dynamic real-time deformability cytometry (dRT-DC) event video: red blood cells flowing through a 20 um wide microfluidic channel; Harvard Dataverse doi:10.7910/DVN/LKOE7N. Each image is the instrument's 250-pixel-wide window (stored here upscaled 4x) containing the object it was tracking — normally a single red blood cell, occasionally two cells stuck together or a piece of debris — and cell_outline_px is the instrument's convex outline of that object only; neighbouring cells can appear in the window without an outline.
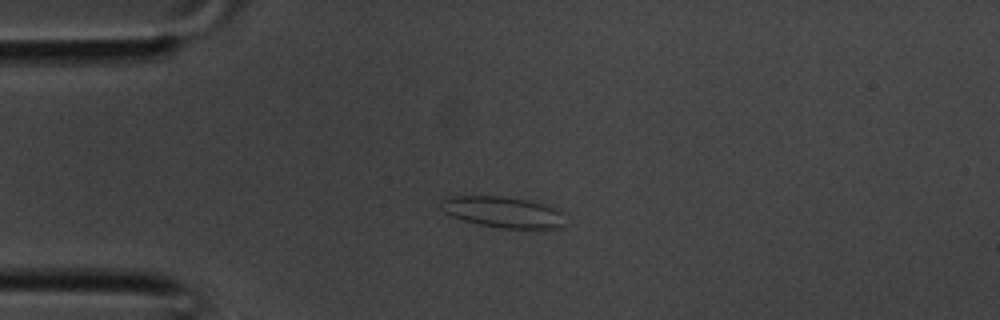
{"species": "common noctule bat (a hibernating species)", "species_latin": "Nyctalus noctula", "temperature_condition": "room temperature", "stored_images_in_passage": 36, "camera_frame_rate_fps": 3000, "um_per_image_px": 0.085, "animal": {"sex": "male", "body_mass_g": 20.1, "forearm_length_mm": 53.5}, "frame": {"image": 1, "passage_image": 8, "time_ms": 2.333, "image_size_px": [1000, 320], "cell_outline_px": [[564, 228], [536, 232], [500, 228], [476, 224], [452, 216], [444, 212], [440, 208], [440, 200], [448, 196], [504, 196], [544, 204], [560, 212], [564, 224]], "centroid_in_image_um": [42.78, 18.08], "position_along_channel_um": 42.2, "area_um2": 23.24}}
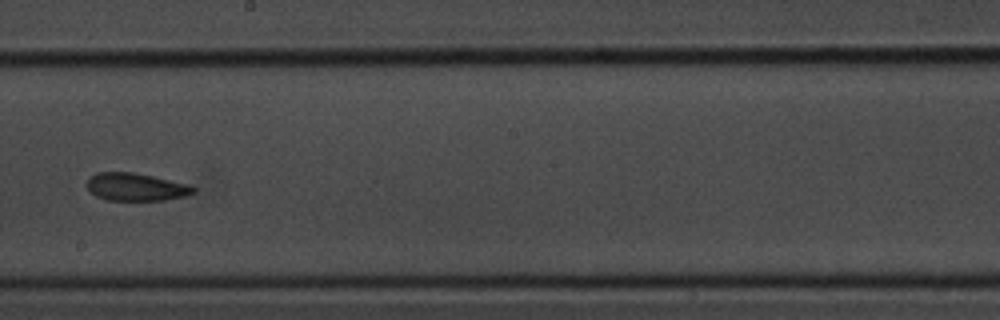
{"frame": {"image": 2, "passage_image": 20, "time_ms": 6.333, "image_size_px": [1000, 320], "cell_outline_px": [[196, 192], [184, 196], [164, 200], [108, 200], [96, 196], [88, 188], [88, 176], [96, 172], [132, 172], [152, 176], [188, 184], [196, 188]], "centroid_in_image_um": [11.55, 15.88], "position_along_channel_um": 236.7, "area_um2": 17.11}}
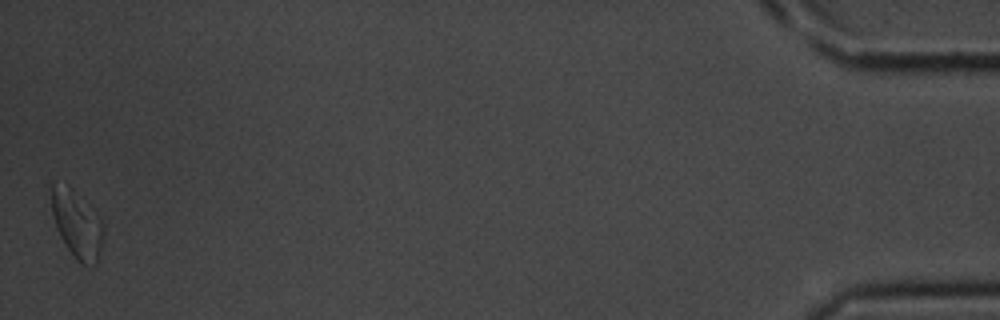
{"frame": {"image": 3, "passage_image": 36, "time_ms": 11.667, "image_size_px": [1000, 320], "cell_outline_px": [[104, 232], [96, 264], [80, 264], [76, 260], [60, 236], [56, 228], [52, 216], [52, 184], [68, 184], [72, 188], [104, 224]], "centroid_in_image_um": [6.53, 19.07], "position_along_channel_um": 428.7, "area_um2": 19.94}}